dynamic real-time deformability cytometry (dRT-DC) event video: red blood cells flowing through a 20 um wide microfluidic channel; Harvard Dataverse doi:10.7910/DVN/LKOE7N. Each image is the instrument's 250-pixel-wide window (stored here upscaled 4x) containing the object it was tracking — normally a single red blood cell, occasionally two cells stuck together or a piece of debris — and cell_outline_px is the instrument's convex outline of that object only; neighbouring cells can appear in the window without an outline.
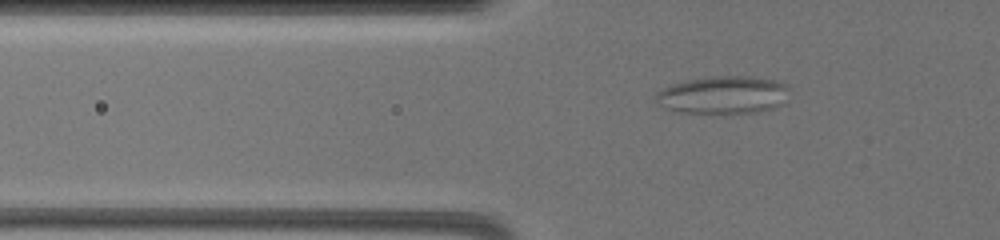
{"species": "common noctule bat (a hibernating species)", "species_latin": "Nyctalus noctula", "temperature_condition": "warm", "stored_images_in_passage": 16, "camera_frame_rate_fps": 3000, "um_per_image_px": 0.085, "animal": {"sex": "female", "body_mass_g": 19.5, "forearm_length_mm": 54.1}, "frame": {"image": 1, "passage_image": 2, "time_ms": 0.667, "image_size_px": [1000, 240], "cell_outline_px": [[788, 88], [784, 104], [772, 108], [752, 112], [680, 112], [668, 108], [660, 104], [656, 100], [656, 92], [672, 84], [688, 80], [712, 76], [752, 76], [776, 80], [788, 84]], "centroid_in_image_um": [61.51, 8.04], "position_along_channel_um": 64.3, "area_um2": 28.96}}
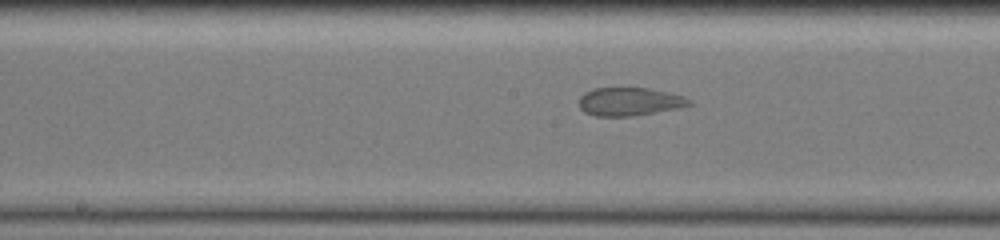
{"frame": {"image": 2, "passage_image": 11, "time_ms": 4.667, "image_size_px": [1000, 240], "cell_outline_px": [[692, 104], [676, 108], [632, 116], [596, 116], [584, 112], [580, 108], [580, 96], [584, 92], [596, 88], [648, 88], [668, 92], [684, 96], [692, 100]], "centroid_in_image_um": [53.5, 8.63], "position_along_channel_um": 194.7, "area_um2": 17.98}}
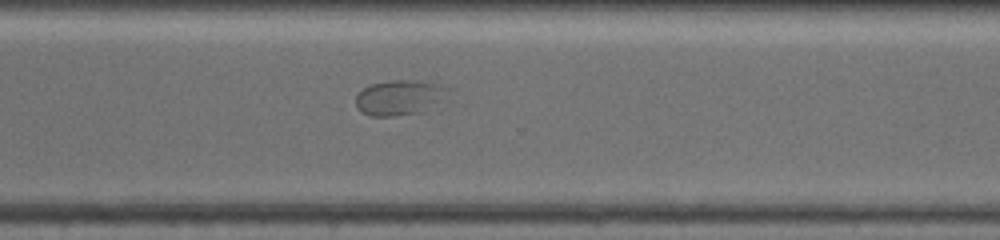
{"frame": {"image": 3, "passage_image": 16, "time_ms": 8.667, "image_size_px": [1000, 240], "cell_outline_px": [[448, 88], [444, 100], [420, 112], [392, 116], [372, 116], [364, 112], [356, 104], [356, 96], [364, 88], [372, 84], [392, 80], [420, 80], [436, 84]], "centroid_in_image_um": [33.97, 8.28], "position_along_channel_um": 336.6, "area_um2": 18.5}}